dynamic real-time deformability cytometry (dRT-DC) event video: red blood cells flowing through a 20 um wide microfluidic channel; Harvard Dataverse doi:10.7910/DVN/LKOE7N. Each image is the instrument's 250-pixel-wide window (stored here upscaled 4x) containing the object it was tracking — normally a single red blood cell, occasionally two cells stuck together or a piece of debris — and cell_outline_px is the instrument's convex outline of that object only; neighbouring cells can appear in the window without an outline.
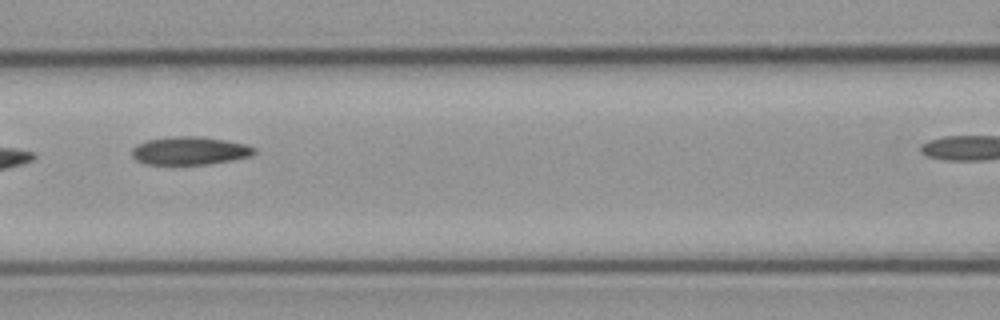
{"species": "common noctule bat (a hibernating species)", "species_latin": "Nyctalus noctula", "temperature_condition": "cold", "stored_images_in_passage": 4, "camera_frame_rate_fps": 3000, "um_per_image_px": 0.085, "animal": {"sex": "male", "body_mass_g": 23.1, "forearm_length_mm": 52.7}, "frame": {"image": 1, "passage_image": 4, "time_ms": 3.333, "image_size_px": [1000, 320], "cell_outline_px": [[256, 152], [248, 156], [208, 164], [148, 164], [136, 160], [132, 156], [132, 148], [148, 140], [176, 136], [200, 136], [224, 140], [244, 144], [256, 148]], "centroid_in_image_um": [16.11, 12.81], "position_along_channel_um": 150.5, "area_um2": 19.59}}